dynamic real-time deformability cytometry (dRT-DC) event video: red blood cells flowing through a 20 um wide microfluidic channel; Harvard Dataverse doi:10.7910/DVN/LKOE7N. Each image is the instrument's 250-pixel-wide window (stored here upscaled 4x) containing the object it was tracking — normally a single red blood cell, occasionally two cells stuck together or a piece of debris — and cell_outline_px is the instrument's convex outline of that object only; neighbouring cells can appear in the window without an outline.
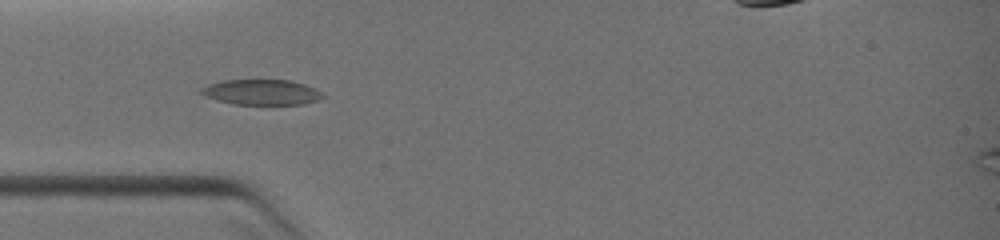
{"species": "common noctule bat (a hibernating species)", "species_latin": "Nyctalus noctula", "temperature_condition": "warm", "stored_images_in_passage": 28, "camera_frame_rate_fps": 3000, "um_per_image_px": 0.085, "animal": {"sex": "female", "body_mass_g": 19.0, "forearm_length_mm": 51.5}, "frame": {"image": 1, "passage_image": 4, "time_ms": 1.333, "image_size_px": [1000, 240], "cell_outline_px": [[324, 96], [316, 100], [304, 104], [232, 104], [216, 100], [204, 96], [196, 92], [200, 88], [208, 84], [220, 80], [288, 80], [304, 84], [316, 88]], "centroid_in_image_um": [22.14, 7.83], "position_along_channel_um": 62.9, "area_um2": 18.09}}
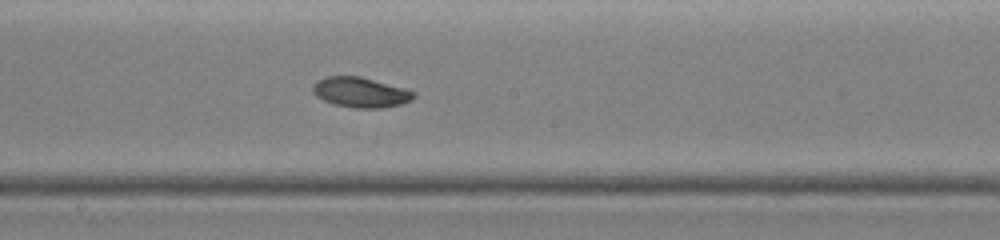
{"frame": {"image": 2, "passage_image": 13, "time_ms": 4.667, "image_size_px": [1000, 240], "cell_outline_px": [[416, 96], [412, 100], [400, 104], [384, 108], [352, 108], [336, 104], [324, 100], [316, 96], [312, 92], [312, 84], [316, 80], [324, 76], [360, 76], [404, 88], [416, 92]], "centroid_in_image_um": [30.63, 7.84], "position_along_channel_um": 217.6, "area_um2": 17.86}}
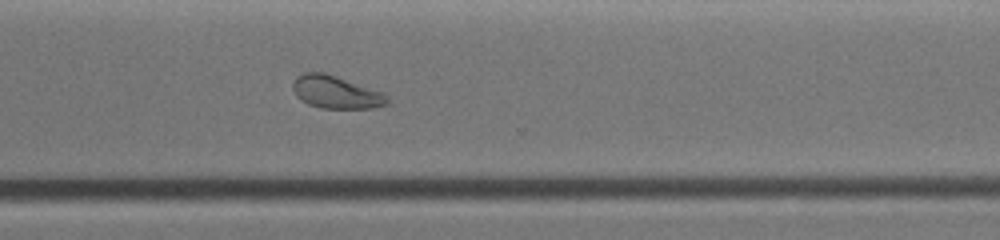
{"frame": {"image": 3, "passage_image": 20, "time_ms": 7.333, "image_size_px": [1000, 240], "cell_outline_px": [[388, 104], [372, 108], [320, 108], [308, 104], [300, 100], [296, 96], [292, 88], [292, 84], [296, 76], [304, 72], [324, 72], [384, 92], [388, 96]], "centroid_in_image_um": [28.54, 7.83], "position_along_channel_um": 342.1, "area_um2": 18.15}}